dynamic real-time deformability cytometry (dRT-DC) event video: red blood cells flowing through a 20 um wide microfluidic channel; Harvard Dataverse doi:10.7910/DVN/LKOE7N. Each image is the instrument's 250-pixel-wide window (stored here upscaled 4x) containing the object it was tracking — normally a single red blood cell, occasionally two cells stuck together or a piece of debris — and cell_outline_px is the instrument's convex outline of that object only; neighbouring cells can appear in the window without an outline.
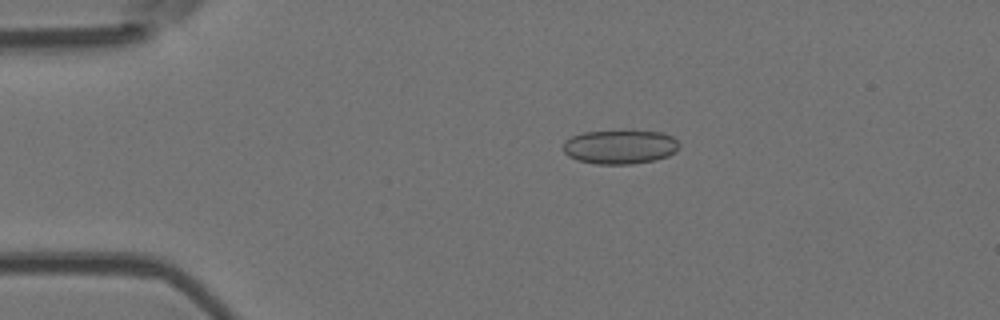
{"species": "Egyptian fruit bat (a non-hibernating species)", "species_latin": "Rousettus aegyptiacus", "temperature_condition": "room temperature", "stored_images_in_passage": 44, "camera_frame_rate_fps": 3000, "um_per_image_px": 0.085, "animal": {"sex": "female"}, "frame": {"image": 1, "passage_image": 1, "time_ms": 0.0, "image_size_px": [1000, 320], "cell_outline_px": [[680, 144], [676, 152], [668, 156], [656, 160], [632, 164], [596, 164], [576, 160], [568, 156], [564, 152], [564, 140], [572, 136], [584, 132], [624, 128], [632, 128], [660, 132], [672, 136]], "centroid_in_image_um": [52.71, 12.44], "position_along_channel_um": 32.3, "area_um2": 24.04}}
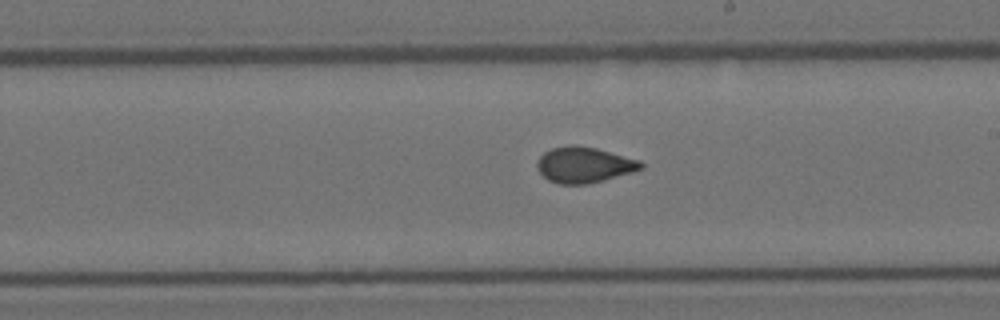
{"frame": {"image": 2, "passage_image": 21, "time_ms": 6.667, "image_size_px": [1000, 320], "cell_outline_px": [[644, 168], [632, 172], [604, 180], [588, 184], [560, 184], [548, 180], [540, 172], [536, 164], [540, 156], [544, 152], [552, 148], [568, 144], [572, 144], [596, 148], [640, 160], [644, 164]], "centroid_in_image_um": [49.65, 14.0], "position_along_channel_um": 239.3, "area_um2": 21.68}}
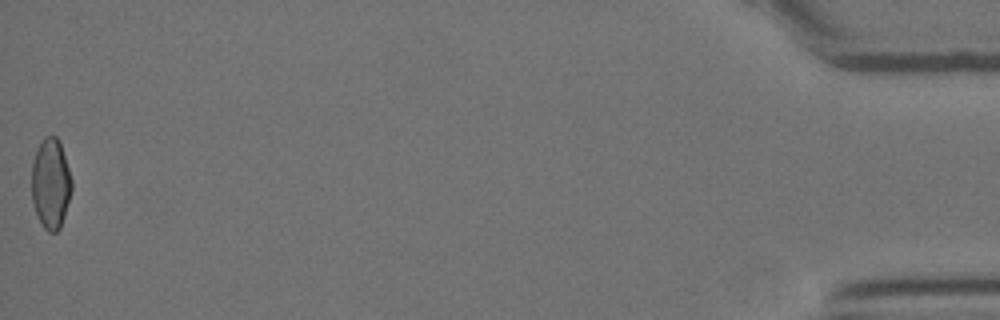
{"frame": {"image": 3, "passage_image": 44, "time_ms": 14.333, "image_size_px": [1000, 320], "cell_outline_px": [[72, 188], [64, 216], [60, 228], [56, 232], [48, 232], [40, 224], [36, 216], [32, 200], [32, 164], [40, 140], [44, 136], [56, 136], [60, 140], [72, 180]], "centroid_in_image_um": [4.3, 15.6], "position_along_channel_um": 430.9, "area_um2": 21.27}, "authors_computed_cell_mechanics": {"area_um2": 21.4727, "velocity_mm_per_s": 3.7641, "shape_relaxation_time_tau1_ms": 9.5203, "shape_relaxation_time_tau2_ms": 0.8354, "deformation_change_tau1": 0.1491, "deformation_change_tau2": 0.0571}}